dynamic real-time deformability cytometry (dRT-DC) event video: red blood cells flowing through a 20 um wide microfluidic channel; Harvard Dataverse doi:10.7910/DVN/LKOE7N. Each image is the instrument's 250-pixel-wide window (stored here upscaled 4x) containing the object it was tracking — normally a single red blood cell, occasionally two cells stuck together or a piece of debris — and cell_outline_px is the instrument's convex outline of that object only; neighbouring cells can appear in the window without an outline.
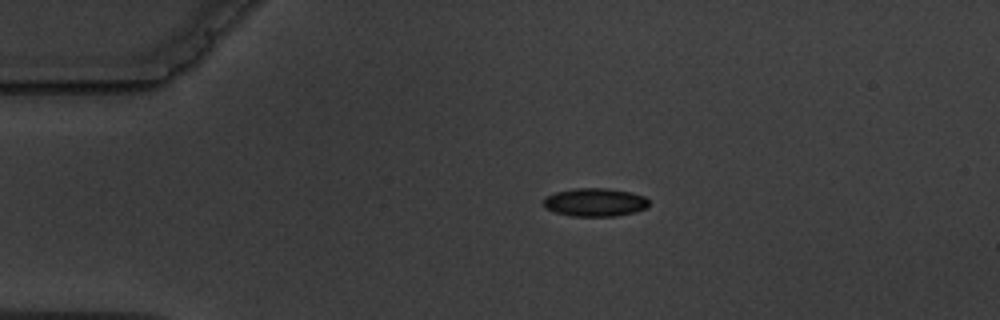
{"species": "common noctule bat (a hibernating species)", "species_latin": "Nyctalus noctula", "temperature_condition": "warm", "stored_images_in_passage": 3, "camera_frame_rate_fps": 3000, "um_per_image_px": 0.085, "animal": {"sex": "male", "body_mass_g": 19.5, "forearm_length_mm": 54.6}, "frame": {"image": 1, "passage_image": 1, "time_ms": 0.0, "image_size_px": [1000, 320], "cell_outline_px": [[648, 208], [636, 212], [616, 216], [572, 216], [556, 212], [544, 208], [544, 196], [556, 192], [572, 188], [608, 188], [632, 192], [644, 196], [648, 200]], "centroid_in_image_um": [50.58, 17.19], "position_along_channel_um": 34.4, "area_um2": 17.57}}
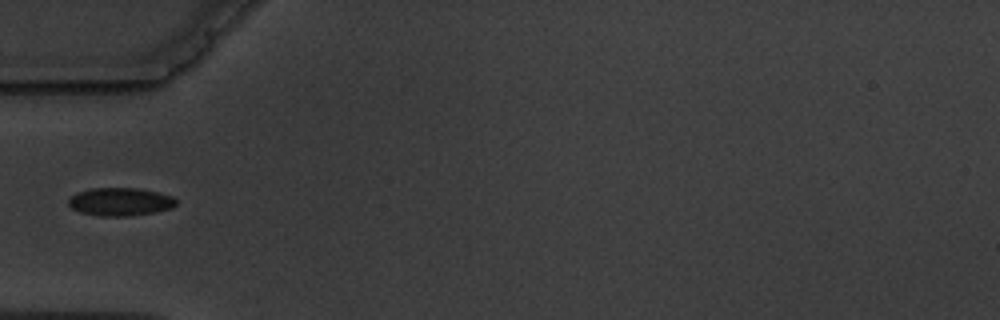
{"frame": {"image": 2, "passage_image": 3, "time_ms": 2.333, "image_size_px": [1000, 320], "cell_outline_px": [[176, 204], [172, 208], [152, 212], [124, 216], [100, 216], [80, 212], [72, 208], [68, 204], [68, 200], [76, 192], [92, 188], [136, 188], [160, 192], [172, 196], [176, 200]], "centroid_in_image_um": [10.21, 17.14], "position_along_channel_um": 74.8, "area_um2": 17.51}}